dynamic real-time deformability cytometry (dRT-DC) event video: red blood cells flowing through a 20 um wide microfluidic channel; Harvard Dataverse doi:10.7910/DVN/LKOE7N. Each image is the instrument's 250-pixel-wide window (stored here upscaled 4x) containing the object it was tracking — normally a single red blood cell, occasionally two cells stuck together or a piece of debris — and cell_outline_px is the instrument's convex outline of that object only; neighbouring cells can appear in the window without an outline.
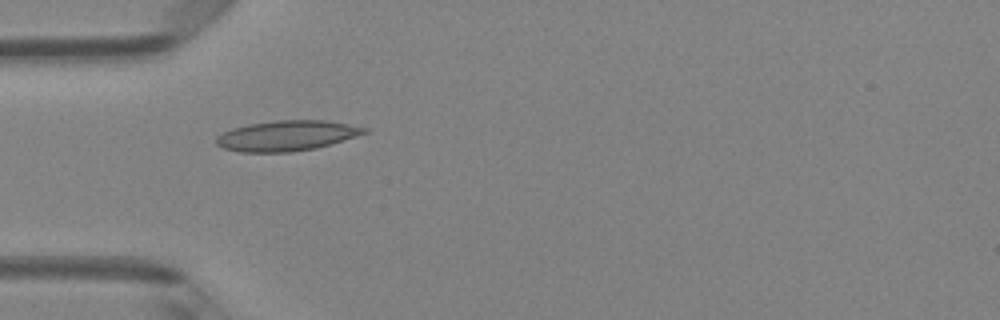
{"species": "Egyptian fruit bat (a non-hibernating species)", "species_latin": "Rousettus aegyptiacus", "temperature_condition": "room temperature", "stored_images_in_passage": 5, "camera_frame_rate_fps": 3000, "um_per_image_px": 0.085, "animal": {"sex": "female"}, "frame": {"image": 1, "passage_image": 4, "time_ms": 1.0, "image_size_px": [1000, 320], "cell_outline_px": [[368, 132], [332, 144], [316, 148], [292, 152], [240, 152], [224, 148], [216, 144], [216, 136], [232, 128], [248, 124], [276, 120], [324, 120], [368, 128]], "centroid_in_image_um": [24.36, 11.53], "position_along_channel_um": 60.6, "area_um2": 26.13}}
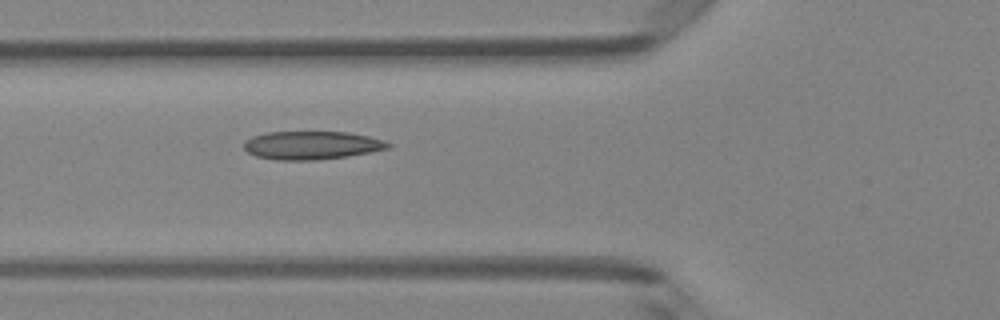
{"frame": {"image": 2, "passage_image": 5, "time_ms": 1.333, "image_size_px": [1000, 320], "cell_outline_px": [[392, 144], [388, 148], [348, 156], [316, 160], [276, 160], [256, 156], [248, 152], [244, 148], [244, 140], [252, 136], [268, 132], [348, 132], [368, 136], [384, 140]], "centroid_in_image_um": [26.47, 12.35], "position_along_channel_um": 99.3, "area_um2": 23.7}}